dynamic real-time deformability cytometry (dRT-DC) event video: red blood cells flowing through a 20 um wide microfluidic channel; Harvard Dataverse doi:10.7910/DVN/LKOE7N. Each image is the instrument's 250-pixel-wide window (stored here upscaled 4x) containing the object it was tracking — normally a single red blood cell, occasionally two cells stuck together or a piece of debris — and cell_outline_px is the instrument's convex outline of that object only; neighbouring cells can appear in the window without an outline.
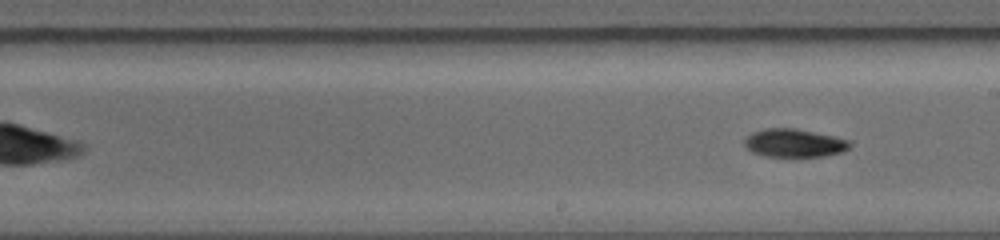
{"species": "common noctule bat (a hibernating species)", "species_latin": "Nyctalus noctula", "temperature_condition": "warm", "stored_images_in_passage": 9, "segment_of_instrument_passage": [2, 2], "camera_frame_rate_fps": 5000, "um_per_image_px": 0.085, "animal": {"sex": "female", "body_mass_g": 19.0, "forearm_length_mm": 56.7}, "frame": {"image": 1, "passage_image": 9, "time_ms": 6.8, "image_size_px": [1000, 240], "cell_outline_px": [[852, 144], [844, 152], [824, 156], [764, 156], [752, 152], [744, 148], [744, 140], [752, 132], [764, 128], [792, 128], [832, 136], [848, 140]], "centroid_in_image_um": [67.47, 12.16], "position_along_channel_um": 221.5, "area_um2": 17.22}}